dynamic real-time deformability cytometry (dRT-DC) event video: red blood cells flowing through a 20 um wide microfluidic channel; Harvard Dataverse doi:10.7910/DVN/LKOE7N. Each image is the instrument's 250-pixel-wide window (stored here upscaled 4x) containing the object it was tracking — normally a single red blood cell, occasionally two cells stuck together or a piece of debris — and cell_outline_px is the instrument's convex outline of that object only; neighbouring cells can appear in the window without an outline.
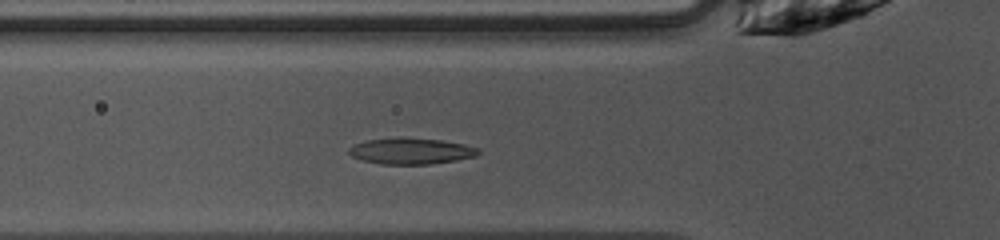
{"species": "common noctule bat (a hibernating species)", "species_latin": "Nyctalus noctula", "temperature_condition": "warm", "stored_images_in_passage": 14, "camera_frame_rate_fps": 3000, "um_per_image_px": 0.085, "animal": {"sex": "female", "body_mass_g": 10.0, "forearm_length_mm": 53.1}, "frame": {"image": 1, "passage_image": 4, "time_ms": 1.0, "image_size_px": [1000, 240], "cell_outline_px": [[480, 152], [476, 156], [456, 160], [428, 164], [380, 164], [360, 160], [352, 156], [348, 152], [348, 148], [352, 144], [364, 140], [396, 136], [404, 136], [440, 140], [464, 144], [480, 148]], "centroid_in_image_um": [34.87, 12.81], "position_along_channel_um": 90.9, "area_um2": 20.23}}
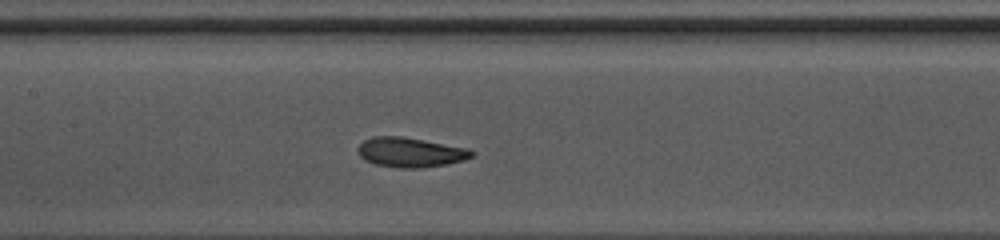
{"frame": {"image": 2, "passage_image": 10, "time_ms": 3.0, "image_size_px": [1000, 240], "cell_outline_px": [[476, 152], [472, 156], [464, 160], [444, 164], [420, 168], [396, 168], [376, 164], [364, 160], [356, 152], [356, 148], [364, 140], [372, 136], [404, 136], [468, 148]], "centroid_in_image_um": [34.85, 12.94], "position_along_channel_um": 172.6, "area_um2": 19.88}}
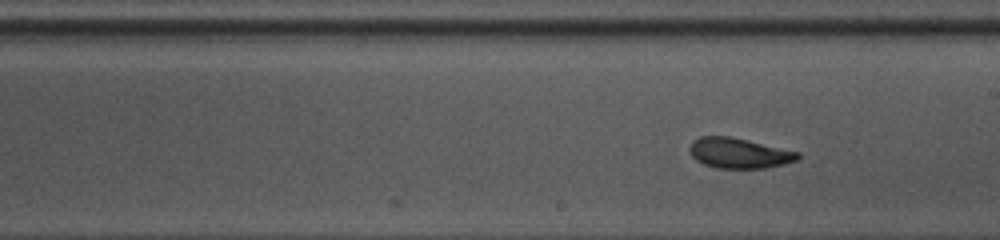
{"frame": {"image": 3, "passage_image": 14, "time_ms": 4.333, "image_size_px": [1000, 240], "cell_outline_px": [[800, 156], [796, 160], [784, 164], [764, 168], [716, 168], [704, 164], [696, 160], [692, 156], [688, 148], [692, 140], [700, 136], [732, 136], [800, 152]], "centroid_in_image_um": [62.79, 13.0], "position_along_channel_um": 226.2, "area_um2": 19.25}}